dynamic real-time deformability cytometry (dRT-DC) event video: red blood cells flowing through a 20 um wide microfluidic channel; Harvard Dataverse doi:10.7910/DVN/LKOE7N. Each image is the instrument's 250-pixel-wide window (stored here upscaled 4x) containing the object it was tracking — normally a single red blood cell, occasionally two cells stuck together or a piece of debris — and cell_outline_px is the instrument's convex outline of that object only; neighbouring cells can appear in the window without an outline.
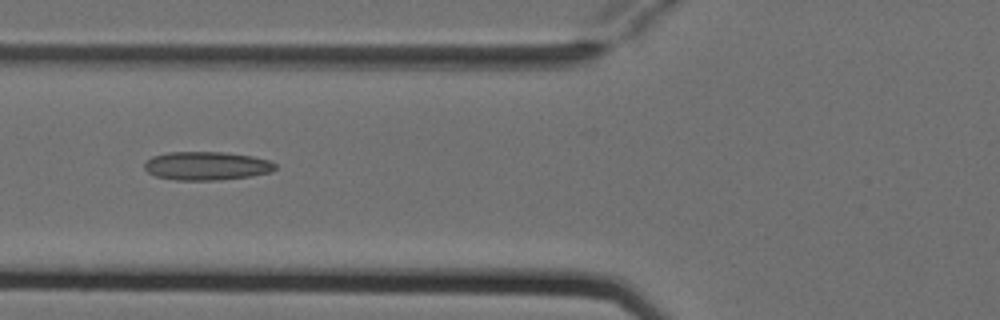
{"species": "Egyptian fruit bat (a non-hibernating species)", "species_latin": "Rousettus aegyptiacus", "temperature_condition": "cold", "stored_images_in_passage": 2, "camera_frame_rate_fps": 3000, "um_per_image_px": 0.085, "animal": {"sex": "female"}, "frame": {"image": 1, "passage_image": 2, "time_ms": 0.333, "image_size_px": [1000, 320], "cell_outline_px": [[276, 168], [272, 172], [252, 176], [220, 180], [176, 180], [156, 176], [148, 172], [144, 168], [144, 164], [152, 156], [168, 152], [224, 152], [252, 156], [268, 160], [276, 164]], "centroid_in_image_um": [17.58, 14.1], "position_along_channel_um": 108.2, "area_um2": 21.79}}